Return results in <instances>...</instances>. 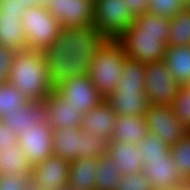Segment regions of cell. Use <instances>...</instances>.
<instances>
[{
  "mask_svg": "<svg viewBox=\"0 0 190 190\" xmlns=\"http://www.w3.org/2000/svg\"><path fill=\"white\" fill-rule=\"evenodd\" d=\"M17 135L25 128L32 129L38 123H46L47 115L44 101H29L21 109H15L13 113L5 112L0 117Z\"/></svg>",
  "mask_w": 190,
  "mask_h": 190,
  "instance_id": "9a60e30c",
  "label": "cell"
},
{
  "mask_svg": "<svg viewBox=\"0 0 190 190\" xmlns=\"http://www.w3.org/2000/svg\"><path fill=\"white\" fill-rule=\"evenodd\" d=\"M134 19L124 0H95L92 38L118 40Z\"/></svg>",
  "mask_w": 190,
  "mask_h": 190,
  "instance_id": "ba28073f",
  "label": "cell"
},
{
  "mask_svg": "<svg viewBox=\"0 0 190 190\" xmlns=\"http://www.w3.org/2000/svg\"><path fill=\"white\" fill-rule=\"evenodd\" d=\"M138 148L143 152V164L147 160L164 159L171 155V147L160 136L150 132L138 143Z\"/></svg>",
  "mask_w": 190,
  "mask_h": 190,
  "instance_id": "4316f807",
  "label": "cell"
},
{
  "mask_svg": "<svg viewBox=\"0 0 190 190\" xmlns=\"http://www.w3.org/2000/svg\"><path fill=\"white\" fill-rule=\"evenodd\" d=\"M145 121L148 131L160 136L170 147L189 131L175 116L170 105L150 104Z\"/></svg>",
  "mask_w": 190,
  "mask_h": 190,
  "instance_id": "30bf717a",
  "label": "cell"
},
{
  "mask_svg": "<svg viewBox=\"0 0 190 190\" xmlns=\"http://www.w3.org/2000/svg\"><path fill=\"white\" fill-rule=\"evenodd\" d=\"M18 51L0 45V84L9 81L11 64Z\"/></svg>",
  "mask_w": 190,
  "mask_h": 190,
  "instance_id": "836d02e7",
  "label": "cell"
},
{
  "mask_svg": "<svg viewBox=\"0 0 190 190\" xmlns=\"http://www.w3.org/2000/svg\"><path fill=\"white\" fill-rule=\"evenodd\" d=\"M16 145H18V135L0 121V149L14 148Z\"/></svg>",
  "mask_w": 190,
  "mask_h": 190,
  "instance_id": "e575fe53",
  "label": "cell"
},
{
  "mask_svg": "<svg viewBox=\"0 0 190 190\" xmlns=\"http://www.w3.org/2000/svg\"><path fill=\"white\" fill-rule=\"evenodd\" d=\"M28 190H40V189L30 184Z\"/></svg>",
  "mask_w": 190,
  "mask_h": 190,
  "instance_id": "b9f144b4",
  "label": "cell"
},
{
  "mask_svg": "<svg viewBox=\"0 0 190 190\" xmlns=\"http://www.w3.org/2000/svg\"><path fill=\"white\" fill-rule=\"evenodd\" d=\"M117 114L111 109L109 103L104 100L93 109L83 114L81 129L86 133L111 141L115 131V120Z\"/></svg>",
  "mask_w": 190,
  "mask_h": 190,
  "instance_id": "2e32d148",
  "label": "cell"
},
{
  "mask_svg": "<svg viewBox=\"0 0 190 190\" xmlns=\"http://www.w3.org/2000/svg\"><path fill=\"white\" fill-rule=\"evenodd\" d=\"M145 117L136 115H117L115 120V131L111 141H125L133 145L148 135Z\"/></svg>",
  "mask_w": 190,
  "mask_h": 190,
  "instance_id": "44dd1931",
  "label": "cell"
},
{
  "mask_svg": "<svg viewBox=\"0 0 190 190\" xmlns=\"http://www.w3.org/2000/svg\"><path fill=\"white\" fill-rule=\"evenodd\" d=\"M185 5H186V10L190 12V0H186Z\"/></svg>",
  "mask_w": 190,
  "mask_h": 190,
  "instance_id": "60d3db41",
  "label": "cell"
},
{
  "mask_svg": "<svg viewBox=\"0 0 190 190\" xmlns=\"http://www.w3.org/2000/svg\"><path fill=\"white\" fill-rule=\"evenodd\" d=\"M31 170L32 166L19 145L14 148L0 149V174L17 172L30 176Z\"/></svg>",
  "mask_w": 190,
  "mask_h": 190,
  "instance_id": "603a6c76",
  "label": "cell"
},
{
  "mask_svg": "<svg viewBox=\"0 0 190 190\" xmlns=\"http://www.w3.org/2000/svg\"><path fill=\"white\" fill-rule=\"evenodd\" d=\"M186 0H150L148 12L157 16L172 18L186 10Z\"/></svg>",
  "mask_w": 190,
  "mask_h": 190,
  "instance_id": "4dcf8cb0",
  "label": "cell"
},
{
  "mask_svg": "<svg viewBox=\"0 0 190 190\" xmlns=\"http://www.w3.org/2000/svg\"><path fill=\"white\" fill-rule=\"evenodd\" d=\"M25 11L27 8L38 6V0H18Z\"/></svg>",
  "mask_w": 190,
  "mask_h": 190,
  "instance_id": "74e56055",
  "label": "cell"
},
{
  "mask_svg": "<svg viewBox=\"0 0 190 190\" xmlns=\"http://www.w3.org/2000/svg\"><path fill=\"white\" fill-rule=\"evenodd\" d=\"M95 0H52L47 9L69 37L77 42L92 38Z\"/></svg>",
  "mask_w": 190,
  "mask_h": 190,
  "instance_id": "52a82bcc",
  "label": "cell"
},
{
  "mask_svg": "<svg viewBox=\"0 0 190 190\" xmlns=\"http://www.w3.org/2000/svg\"><path fill=\"white\" fill-rule=\"evenodd\" d=\"M115 160L107 154L99 157V169L96 175V190H117L118 181L123 176Z\"/></svg>",
  "mask_w": 190,
  "mask_h": 190,
  "instance_id": "cb8c5ba5",
  "label": "cell"
},
{
  "mask_svg": "<svg viewBox=\"0 0 190 190\" xmlns=\"http://www.w3.org/2000/svg\"><path fill=\"white\" fill-rule=\"evenodd\" d=\"M178 190H190V183H185L182 187H180Z\"/></svg>",
  "mask_w": 190,
  "mask_h": 190,
  "instance_id": "ab89813d",
  "label": "cell"
},
{
  "mask_svg": "<svg viewBox=\"0 0 190 190\" xmlns=\"http://www.w3.org/2000/svg\"><path fill=\"white\" fill-rule=\"evenodd\" d=\"M99 158H78L70 163L68 190H96Z\"/></svg>",
  "mask_w": 190,
  "mask_h": 190,
  "instance_id": "ac0fdd59",
  "label": "cell"
},
{
  "mask_svg": "<svg viewBox=\"0 0 190 190\" xmlns=\"http://www.w3.org/2000/svg\"><path fill=\"white\" fill-rule=\"evenodd\" d=\"M175 116L190 131V86H182L172 102Z\"/></svg>",
  "mask_w": 190,
  "mask_h": 190,
  "instance_id": "f546056e",
  "label": "cell"
},
{
  "mask_svg": "<svg viewBox=\"0 0 190 190\" xmlns=\"http://www.w3.org/2000/svg\"><path fill=\"white\" fill-rule=\"evenodd\" d=\"M71 161L51 155L45 161L32 166L30 183L40 190H68V174Z\"/></svg>",
  "mask_w": 190,
  "mask_h": 190,
  "instance_id": "8fae6325",
  "label": "cell"
},
{
  "mask_svg": "<svg viewBox=\"0 0 190 190\" xmlns=\"http://www.w3.org/2000/svg\"><path fill=\"white\" fill-rule=\"evenodd\" d=\"M62 60L51 54L19 50L11 64L9 83L29 101H43L54 91L56 72Z\"/></svg>",
  "mask_w": 190,
  "mask_h": 190,
  "instance_id": "7a4b0ae2",
  "label": "cell"
},
{
  "mask_svg": "<svg viewBox=\"0 0 190 190\" xmlns=\"http://www.w3.org/2000/svg\"><path fill=\"white\" fill-rule=\"evenodd\" d=\"M171 157L185 183H190V131L171 146Z\"/></svg>",
  "mask_w": 190,
  "mask_h": 190,
  "instance_id": "484cf974",
  "label": "cell"
},
{
  "mask_svg": "<svg viewBox=\"0 0 190 190\" xmlns=\"http://www.w3.org/2000/svg\"><path fill=\"white\" fill-rule=\"evenodd\" d=\"M52 0H38V6H48Z\"/></svg>",
  "mask_w": 190,
  "mask_h": 190,
  "instance_id": "f35d334b",
  "label": "cell"
},
{
  "mask_svg": "<svg viewBox=\"0 0 190 190\" xmlns=\"http://www.w3.org/2000/svg\"><path fill=\"white\" fill-rule=\"evenodd\" d=\"M167 46H190V12L181 11L170 18Z\"/></svg>",
  "mask_w": 190,
  "mask_h": 190,
  "instance_id": "d4e9b609",
  "label": "cell"
},
{
  "mask_svg": "<svg viewBox=\"0 0 190 190\" xmlns=\"http://www.w3.org/2000/svg\"><path fill=\"white\" fill-rule=\"evenodd\" d=\"M170 18L146 12L118 39L128 58L144 64L164 61L169 38Z\"/></svg>",
  "mask_w": 190,
  "mask_h": 190,
  "instance_id": "3957f363",
  "label": "cell"
},
{
  "mask_svg": "<svg viewBox=\"0 0 190 190\" xmlns=\"http://www.w3.org/2000/svg\"><path fill=\"white\" fill-rule=\"evenodd\" d=\"M53 154L66 160L79 158L82 145L81 128L53 129Z\"/></svg>",
  "mask_w": 190,
  "mask_h": 190,
  "instance_id": "ffe728a7",
  "label": "cell"
},
{
  "mask_svg": "<svg viewBox=\"0 0 190 190\" xmlns=\"http://www.w3.org/2000/svg\"><path fill=\"white\" fill-rule=\"evenodd\" d=\"M142 154L138 145L125 141H109L107 155L115 160L123 175L142 173Z\"/></svg>",
  "mask_w": 190,
  "mask_h": 190,
  "instance_id": "e0dca14e",
  "label": "cell"
},
{
  "mask_svg": "<svg viewBox=\"0 0 190 190\" xmlns=\"http://www.w3.org/2000/svg\"><path fill=\"white\" fill-rule=\"evenodd\" d=\"M21 4L18 0H2L0 1V13L23 14Z\"/></svg>",
  "mask_w": 190,
  "mask_h": 190,
  "instance_id": "8d00e7d4",
  "label": "cell"
},
{
  "mask_svg": "<svg viewBox=\"0 0 190 190\" xmlns=\"http://www.w3.org/2000/svg\"><path fill=\"white\" fill-rule=\"evenodd\" d=\"M163 62L182 86H190V46H168Z\"/></svg>",
  "mask_w": 190,
  "mask_h": 190,
  "instance_id": "7402d4cb",
  "label": "cell"
},
{
  "mask_svg": "<svg viewBox=\"0 0 190 190\" xmlns=\"http://www.w3.org/2000/svg\"><path fill=\"white\" fill-rule=\"evenodd\" d=\"M54 89L82 113H87L105 100L91 77L74 58L59 64Z\"/></svg>",
  "mask_w": 190,
  "mask_h": 190,
  "instance_id": "8992f818",
  "label": "cell"
},
{
  "mask_svg": "<svg viewBox=\"0 0 190 190\" xmlns=\"http://www.w3.org/2000/svg\"><path fill=\"white\" fill-rule=\"evenodd\" d=\"M142 173L150 180L154 190H178L185 184L171 155L164 159L147 160Z\"/></svg>",
  "mask_w": 190,
  "mask_h": 190,
  "instance_id": "4fadbf2b",
  "label": "cell"
},
{
  "mask_svg": "<svg viewBox=\"0 0 190 190\" xmlns=\"http://www.w3.org/2000/svg\"><path fill=\"white\" fill-rule=\"evenodd\" d=\"M117 190H154L150 180L143 174L123 175L118 181Z\"/></svg>",
  "mask_w": 190,
  "mask_h": 190,
  "instance_id": "1f68e13d",
  "label": "cell"
},
{
  "mask_svg": "<svg viewBox=\"0 0 190 190\" xmlns=\"http://www.w3.org/2000/svg\"><path fill=\"white\" fill-rule=\"evenodd\" d=\"M28 102L25 95L13 84L9 82L0 84V117L6 111L11 114L15 109H21Z\"/></svg>",
  "mask_w": 190,
  "mask_h": 190,
  "instance_id": "83f0119b",
  "label": "cell"
},
{
  "mask_svg": "<svg viewBox=\"0 0 190 190\" xmlns=\"http://www.w3.org/2000/svg\"><path fill=\"white\" fill-rule=\"evenodd\" d=\"M43 101L52 129L81 128L84 113L68 104L55 89Z\"/></svg>",
  "mask_w": 190,
  "mask_h": 190,
  "instance_id": "5bb4252c",
  "label": "cell"
},
{
  "mask_svg": "<svg viewBox=\"0 0 190 190\" xmlns=\"http://www.w3.org/2000/svg\"><path fill=\"white\" fill-rule=\"evenodd\" d=\"M22 15L0 13V45L15 51L28 49L21 24Z\"/></svg>",
  "mask_w": 190,
  "mask_h": 190,
  "instance_id": "d6986e66",
  "label": "cell"
},
{
  "mask_svg": "<svg viewBox=\"0 0 190 190\" xmlns=\"http://www.w3.org/2000/svg\"><path fill=\"white\" fill-rule=\"evenodd\" d=\"M53 129L49 122L38 123L32 129L25 128L18 135V145L31 166L53 155Z\"/></svg>",
  "mask_w": 190,
  "mask_h": 190,
  "instance_id": "7c38bea8",
  "label": "cell"
},
{
  "mask_svg": "<svg viewBox=\"0 0 190 190\" xmlns=\"http://www.w3.org/2000/svg\"><path fill=\"white\" fill-rule=\"evenodd\" d=\"M145 82V64L127 57L119 83L105 100L117 115L145 117L150 105Z\"/></svg>",
  "mask_w": 190,
  "mask_h": 190,
  "instance_id": "5b68a950",
  "label": "cell"
},
{
  "mask_svg": "<svg viewBox=\"0 0 190 190\" xmlns=\"http://www.w3.org/2000/svg\"><path fill=\"white\" fill-rule=\"evenodd\" d=\"M108 143L105 138L82 130V145L79 158H99L107 154Z\"/></svg>",
  "mask_w": 190,
  "mask_h": 190,
  "instance_id": "f1b7e54d",
  "label": "cell"
},
{
  "mask_svg": "<svg viewBox=\"0 0 190 190\" xmlns=\"http://www.w3.org/2000/svg\"><path fill=\"white\" fill-rule=\"evenodd\" d=\"M126 3V8H128V12H130L133 17H137L140 15H144L148 12L150 0H124Z\"/></svg>",
  "mask_w": 190,
  "mask_h": 190,
  "instance_id": "d590c367",
  "label": "cell"
},
{
  "mask_svg": "<svg viewBox=\"0 0 190 190\" xmlns=\"http://www.w3.org/2000/svg\"><path fill=\"white\" fill-rule=\"evenodd\" d=\"M21 24L28 49L51 54L62 61L73 58L75 42L46 6L27 8L23 12Z\"/></svg>",
  "mask_w": 190,
  "mask_h": 190,
  "instance_id": "277c9868",
  "label": "cell"
},
{
  "mask_svg": "<svg viewBox=\"0 0 190 190\" xmlns=\"http://www.w3.org/2000/svg\"><path fill=\"white\" fill-rule=\"evenodd\" d=\"M145 81L150 104L171 106L182 87L163 61L145 64Z\"/></svg>",
  "mask_w": 190,
  "mask_h": 190,
  "instance_id": "9c48e42d",
  "label": "cell"
},
{
  "mask_svg": "<svg viewBox=\"0 0 190 190\" xmlns=\"http://www.w3.org/2000/svg\"><path fill=\"white\" fill-rule=\"evenodd\" d=\"M30 184V176L25 174L17 172L0 174V190H28Z\"/></svg>",
  "mask_w": 190,
  "mask_h": 190,
  "instance_id": "d6a6232c",
  "label": "cell"
},
{
  "mask_svg": "<svg viewBox=\"0 0 190 190\" xmlns=\"http://www.w3.org/2000/svg\"><path fill=\"white\" fill-rule=\"evenodd\" d=\"M73 58L106 98L115 90L122 77L127 55L119 40L85 38L75 42Z\"/></svg>",
  "mask_w": 190,
  "mask_h": 190,
  "instance_id": "6da1fadb",
  "label": "cell"
}]
</instances>
